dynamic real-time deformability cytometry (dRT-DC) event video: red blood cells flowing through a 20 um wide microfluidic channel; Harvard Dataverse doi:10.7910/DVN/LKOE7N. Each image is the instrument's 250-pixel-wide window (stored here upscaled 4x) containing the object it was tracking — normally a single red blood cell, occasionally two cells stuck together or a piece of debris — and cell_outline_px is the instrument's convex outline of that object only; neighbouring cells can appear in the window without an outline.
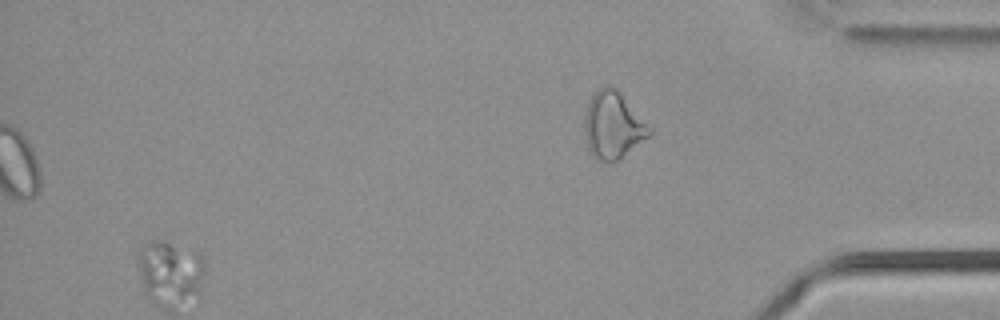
{"species": "common noctule bat (a hibernating species)", "species_latin": "Nyctalus noctula", "temperature_condition": "cold", "stored_images_in_passage": 46, "segment_of_instrument_passage": [2, 2], "camera_frame_rate_fps": 3000, "um_per_image_px": 0.085, "animal": {"sex": "male", "body_mass_g": 21.5, "forearm_length_mm": 52.0}, "frame": {"image": 1, "passage_image": 46, "time_ms": 15.0, "image_size_px": [1000, 320], "cell_outline_px": [[652, 136], [612, 164], [608, 164], [596, 160], [592, 156], [588, 148], [584, 136], [584, 120], [588, 100], [604, 84], [608, 84], [616, 88], [620, 92], [652, 128]], "centroid_in_image_um": [52.11, 10.69], "position_along_channel_um": 383.1, "area_um2": 25.95}}